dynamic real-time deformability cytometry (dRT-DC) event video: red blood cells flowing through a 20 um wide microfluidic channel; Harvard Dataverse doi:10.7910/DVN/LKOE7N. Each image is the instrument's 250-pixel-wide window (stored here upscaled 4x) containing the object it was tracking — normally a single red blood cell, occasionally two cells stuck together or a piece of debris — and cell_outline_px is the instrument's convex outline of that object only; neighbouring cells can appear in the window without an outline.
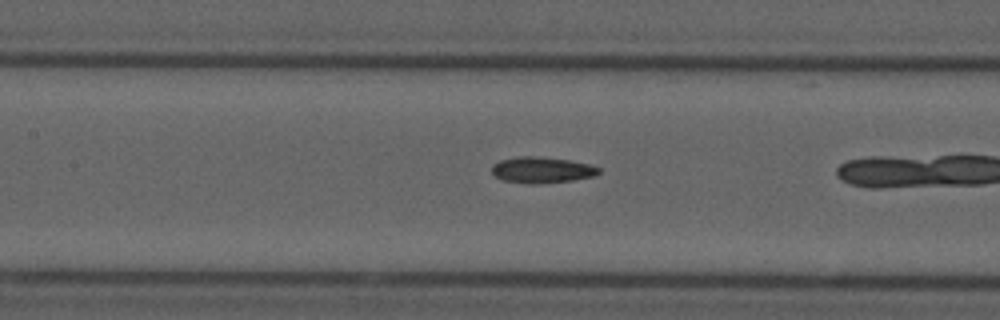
{"species": "common noctule bat (a hibernating species)", "species_latin": "Nyctalus noctula", "temperature_condition": "cold", "stored_images_in_passage": 23, "camera_frame_rate_fps": 3000, "um_per_image_px": 0.085, "animal": {"sex": "male", "forearm_length_mm": 52.5}, "frame": {"image": 1, "passage_image": 19, "time_ms": 6.0, "image_size_px": [1000, 320], "cell_outline_px": [[600, 172], [596, 176], [572, 180], [540, 184], [528, 184], [504, 180], [496, 176], [492, 172], [492, 164], [500, 160], [520, 156], [536, 156], [568, 160], [588, 164], [600, 168]], "centroid_in_image_um": [46.06, 14.45], "position_along_channel_um": 161.3, "area_um2": 16.24}}
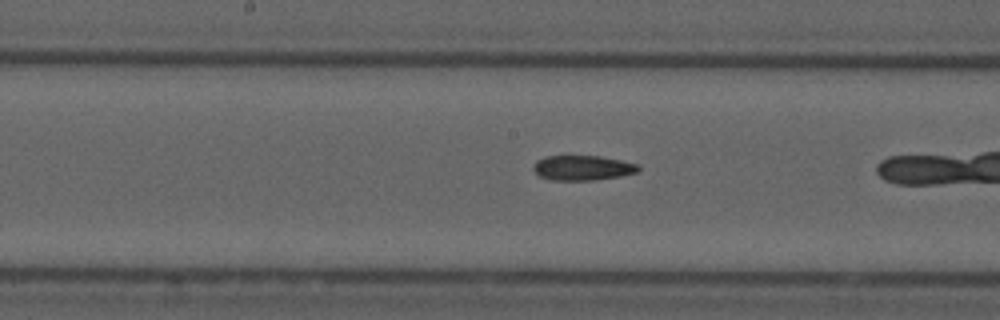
{"frame": {"image": 2, "passage_image": 22, "time_ms": 7.0, "image_size_px": [1000, 320], "cell_outline_px": [[640, 168], [636, 172], [620, 176], [596, 180], [552, 180], [540, 176], [532, 168], [532, 164], [536, 160], [544, 156], [568, 152], [600, 156], [640, 164]], "centroid_in_image_um": [49.45, 14.2], "position_along_channel_um": 198.7, "area_um2": 16.13}}